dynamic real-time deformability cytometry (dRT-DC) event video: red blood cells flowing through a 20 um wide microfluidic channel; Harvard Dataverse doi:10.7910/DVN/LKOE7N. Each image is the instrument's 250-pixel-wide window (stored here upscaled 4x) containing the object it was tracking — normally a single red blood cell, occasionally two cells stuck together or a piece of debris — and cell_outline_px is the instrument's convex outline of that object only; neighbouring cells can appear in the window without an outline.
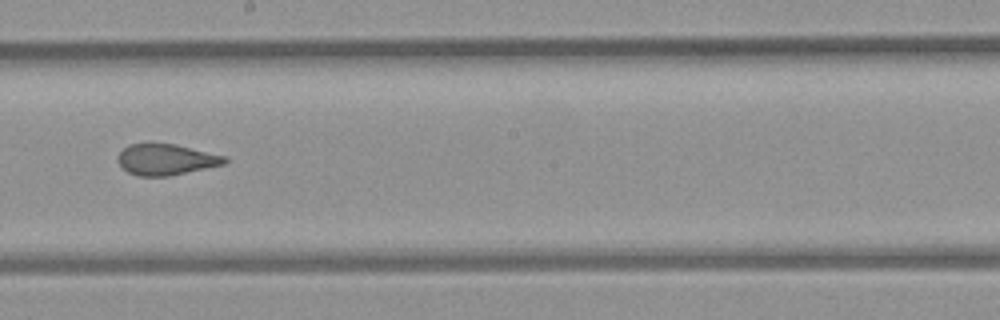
{"species": "common noctule bat (a hibernating species)", "species_latin": "Nyctalus noctula", "temperature_condition": "room temperature", "stored_images_in_passage": 12, "camera_frame_rate_fps": 3000, "um_per_image_px": 0.085, "animal": {"sex": "female", "body_mass_g": 21.9}, "frame": {"image": 1, "passage_image": 6, "time_ms": 6.667, "image_size_px": [1000, 320], "cell_outline_px": [[228, 160], [224, 164], [168, 176], [136, 176], [120, 168], [116, 160], [116, 156], [128, 144], [176, 144], [228, 156]], "centroid_in_image_um": [14.09, 13.56], "position_along_channel_um": 234.1, "area_um2": 19.48}}
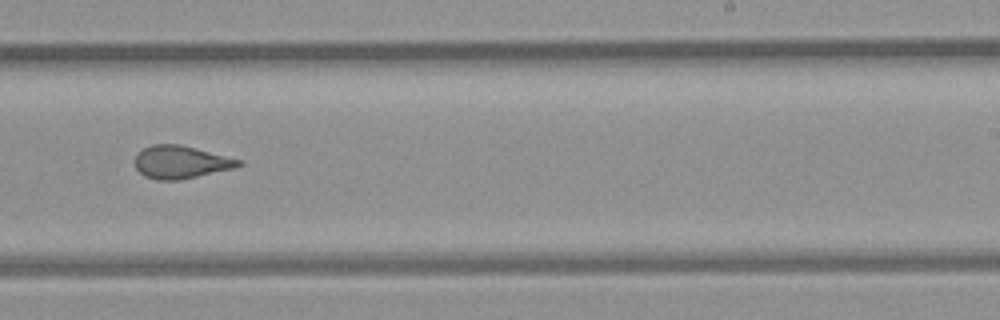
{"frame": {"image": 2, "passage_image": 7, "time_ms": 7.667, "image_size_px": [1000, 320], "cell_outline_px": [[244, 164], [232, 168], [180, 180], [156, 180], [144, 176], [136, 168], [132, 160], [136, 152], [152, 144], [180, 144], [244, 160]], "centroid_in_image_um": [15.33, 13.77], "position_along_channel_um": 273.7, "area_um2": 20.06}}
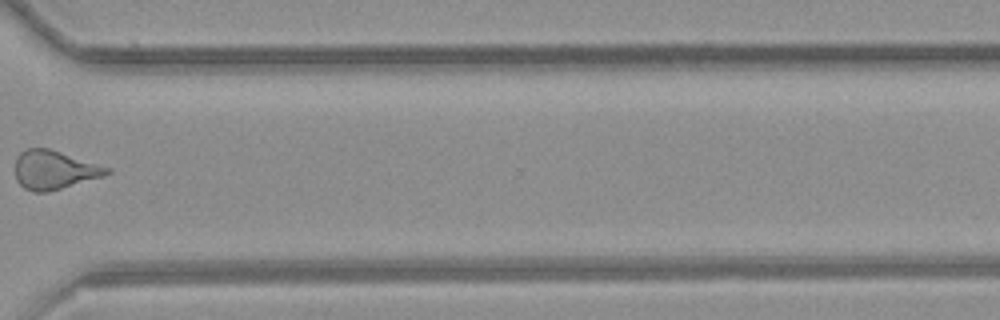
{"frame": {"image": 3, "passage_image": 9, "time_ms": 10.0, "image_size_px": [1000, 320], "cell_outline_px": [[112, 172], [104, 176], [60, 188], [44, 192], [32, 192], [24, 188], [16, 180], [16, 156], [24, 148], [48, 148], [112, 168]], "centroid_in_image_um": [4.6, 14.43], "position_along_channel_um": 366.0, "area_um2": 20.63}}